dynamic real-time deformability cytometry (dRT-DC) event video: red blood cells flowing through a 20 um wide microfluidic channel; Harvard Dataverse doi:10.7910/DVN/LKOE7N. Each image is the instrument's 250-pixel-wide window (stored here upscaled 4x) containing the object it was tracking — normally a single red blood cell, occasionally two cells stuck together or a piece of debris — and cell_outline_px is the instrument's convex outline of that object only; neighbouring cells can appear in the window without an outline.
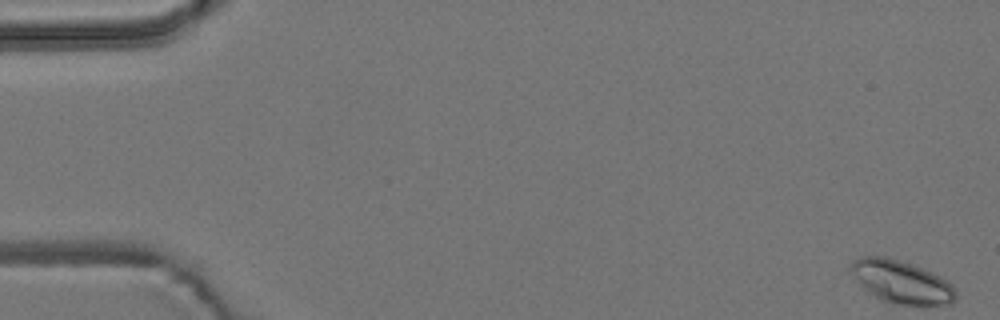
{"species": "common noctule bat (a hibernating species)", "species_latin": "Nyctalus noctula", "temperature_condition": "room temperature", "stored_images_in_passage": 56, "camera_frame_rate_fps": 3000, "um_per_image_px": 0.085, "animal": {"sex": "male", "body_mass_g": 19.2, "forearm_length_mm": 51.8}, "frame": {"image": 1, "passage_image": 1, "time_ms": 0.0, "image_size_px": [1000, 320], "cell_outline_px": [[956, 300], [952, 304], [892, 304], [868, 292], [860, 284], [848, 268], [860, 256], [884, 256], [932, 272], [948, 280], [956, 288]], "centroid_in_image_um": [76.65, 23.97], "position_along_channel_um": 8.3, "area_um2": 25.78}}
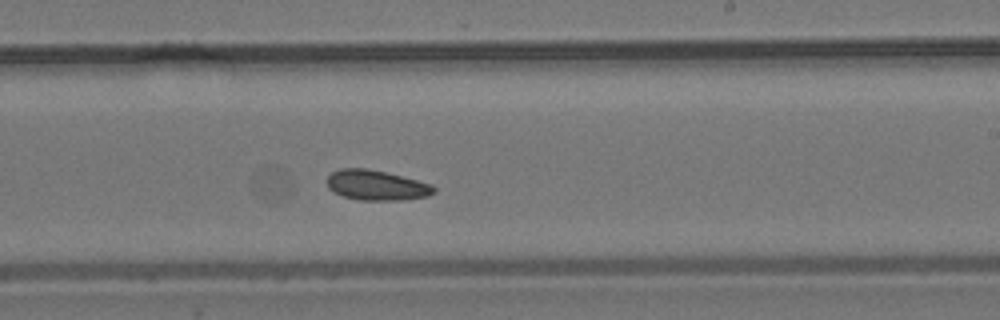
{"frame": {"image": 2, "passage_image": 33, "time_ms": 10.667, "image_size_px": [1000, 320], "cell_outline_px": [[436, 192], [428, 196], [404, 200], [360, 200], [344, 196], [332, 192], [328, 188], [328, 176], [332, 172], [340, 168], [364, 168], [384, 172], [432, 184], [436, 188]], "centroid_in_image_um": [32.0, 15.75], "position_along_channel_um": 257.0, "area_um2": 18.67}}
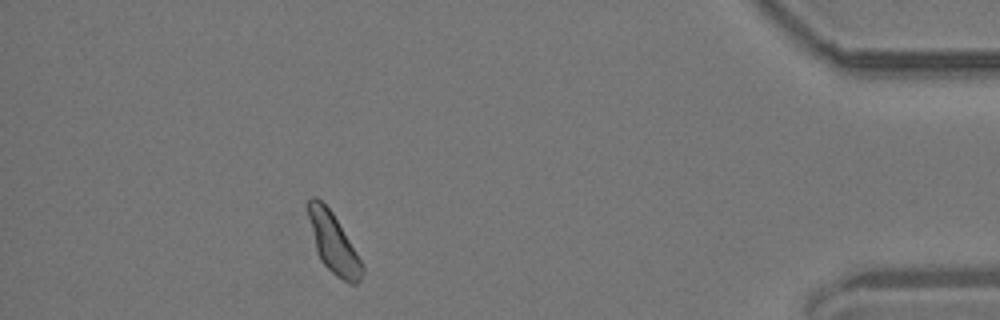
{"frame": {"image": 3, "passage_image": 50, "time_ms": 16.333, "image_size_px": [1000, 320], "cell_outline_px": [[364, 272], [360, 280], [356, 284], [348, 284], [336, 276], [320, 260], [316, 252], [308, 216], [308, 200], [312, 196], [316, 196], [332, 212], [356, 252], [364, 268]], "centroid_in_image_um": [28.33, 20.7], "position_along_channel_um": 406.9, "area_um2": 18.5}}